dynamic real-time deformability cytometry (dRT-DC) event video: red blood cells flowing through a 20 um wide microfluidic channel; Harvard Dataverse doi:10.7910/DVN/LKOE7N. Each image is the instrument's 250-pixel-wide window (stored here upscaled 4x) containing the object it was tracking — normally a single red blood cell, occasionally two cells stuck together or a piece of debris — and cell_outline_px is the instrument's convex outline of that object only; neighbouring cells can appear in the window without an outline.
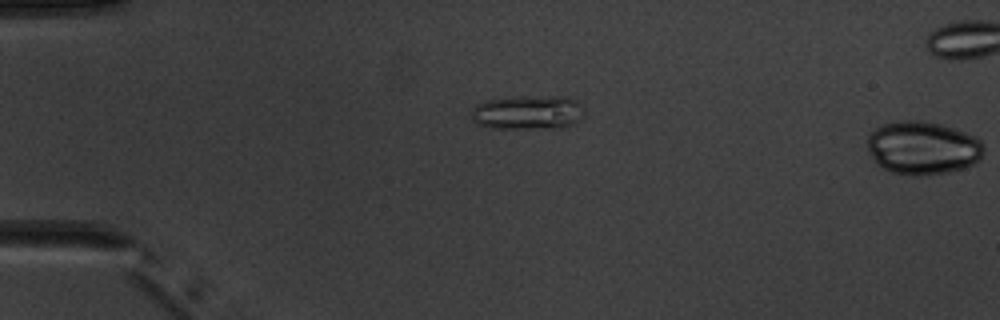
{"species": "common noctule bat (a hibernating species)", "species_latin": "Nyctalus noctula", "temperature_condition": "warm", "stored_images_in_passage": 4, "segment_of_instrument_passage": [2, 2], "camera_frame_rate_fps": 3000, "um_per_image_px": 0.085, "animal": {"sex": "male", "body_mass_g": 20.1, "forearm_length_mm": 53.5}, "frame": {"image": 1, "passage_image": 4, "time_ms": 4.333, "image_size_px": [1000, 320], "cell_outline_px": [[984, 148], [980, 160], [964, 168], [948, 172], [920, 176], [916, 176], [892, 172], [876, 164], [868, 148], [868, 136], [876, 128], [884, 124], [900, 120], [920, 120], [940, 124], [964, 132], [980, 140], [984, 144]], "centroid_in_image_um": [78.44, 12.57], "position_along_channel_um": 6.6, "area_um2": 35.95}}